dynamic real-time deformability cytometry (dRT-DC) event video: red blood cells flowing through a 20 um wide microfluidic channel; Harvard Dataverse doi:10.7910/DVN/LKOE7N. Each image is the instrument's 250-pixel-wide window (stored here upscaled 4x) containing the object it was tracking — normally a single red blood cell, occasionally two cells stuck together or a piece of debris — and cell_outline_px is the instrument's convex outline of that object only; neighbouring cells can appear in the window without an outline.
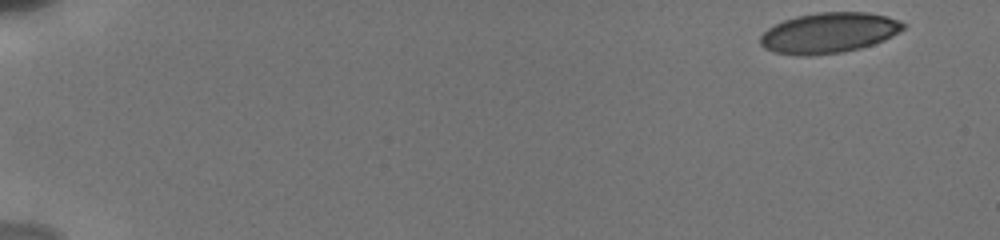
{"species": "human", "species_latin": "Homo sapiens", "temperature_condition": "cold", "stored_images_in_passage": 6, "camera_frame_rate_fps": 3000, "um_per_image_px": 0.085, "donor": {"sex": "male"}, "frame": {"image": 1, "passage_image": 1, "time_ms": 0.0, "image_size_px": [1000, 240], "cell_outline_px": [[908, 24], [900, 32], [884, 40], [860, 48], [844, 52], [808, 56], [800, 56], [776, 52], [764, 48], [760, 44], [760, 36], [768, 28], [784, 20], [796, 16], [816, 12], [868, 12], [888, 16], [900, 20]], "centroid_in_image_um": [70.49, 2.79], "position_along_channel_um": 14.5, "area_um2": 33.93}}
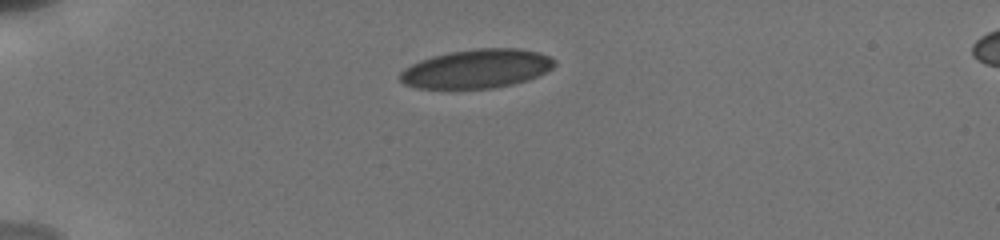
{"frame": {"image": 2, "passage_image": 5, "time_ms": 4.0, "image_size_px": [1000, 240], "cell_outline_px": [[556, 64], [552, 68], [536, 76], [512, 84], [492, 88], [416, 88], [404, 84], [400, 80], [400, 72], [404, 68], [420, 60], [432, 56], [448, 52], [476, 48], [520, 48], [540, 52], [556, 60]], "centroid_in_image_um": [40.51, 5.83], "position_along_channel_um": 44.5, "area_um2": 34.91}}